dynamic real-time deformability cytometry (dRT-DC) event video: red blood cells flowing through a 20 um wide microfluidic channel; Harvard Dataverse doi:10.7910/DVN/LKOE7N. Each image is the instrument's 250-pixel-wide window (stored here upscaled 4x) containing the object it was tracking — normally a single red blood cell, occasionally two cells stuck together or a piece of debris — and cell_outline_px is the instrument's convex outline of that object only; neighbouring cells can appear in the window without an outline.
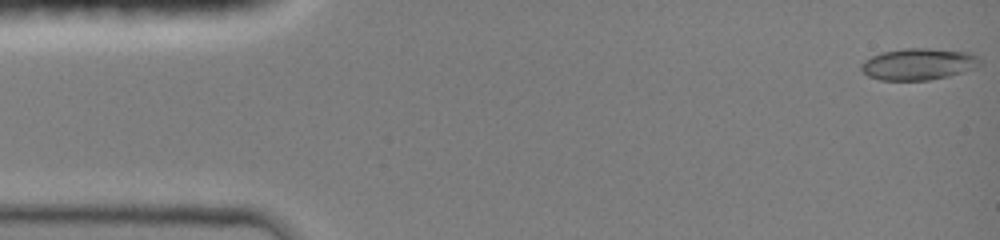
{"species": "common noctule bat (a hibernating species)", "species_latin": "Nyctalus noctula", "temperature_condition": "room temperature", "stored_images_in_passage": 54, "camera_frame_rate_fps": 3000, "um_per_image_px": 0.085, "animal": {"sex": "female", "body_mass_g": 19.0, "forearm_length_mm": 51.5}, "frame": {"image": 1, "passage_image": 1, "time_ms": 0.0, "image_size_px": [1000, 240], "cell_outline_px": [[980, 64], [976, 68], [948, 76], [928, 80], [880, 80], [868, 76], [860, 68], [860, 64], [864, 60], [880, 52], [904, 48], [928, 48], [968, 52], [976, 56], [980, 60]], "centroid_in_image_um": [78.04, 5.44], "position_along_channel_um": 7.0, "area_um2": 21.91}}
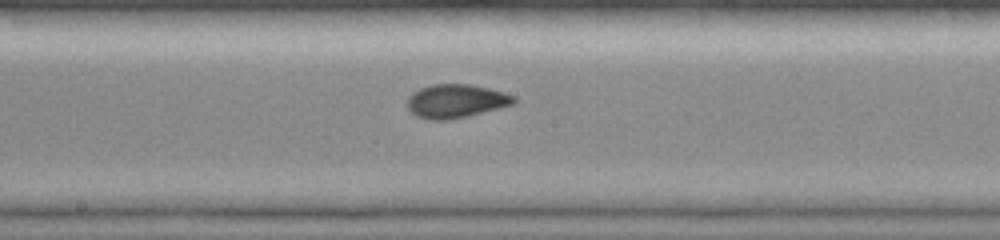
{"frame": {"image": 2, "passage_image": 28, "time_ms": 7.667, "image_size_px": [1000, 240], "cell_outline_px": [[516, 100], [512, 104], [448, 120], [432, 120], [416, 116], [408, 108], [408, 96], [412, 92], [420, 88], [432, 84], [468, 84], [488, 88], [504, 92], [516, 96]], "centroid_in_image_um": [38.71, 8.57], "position_along_channel_um": 209.5, "area_um2": 20.52}}
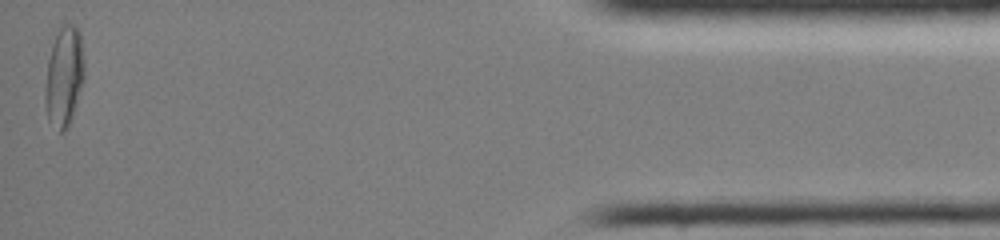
{"frame": {"image": 3, "passage_image": 53, "time_ms": 14.667, "image_size_px": [1000, 240], "cell_outline_px": [[84, 80], [68, 128], [64, 132], [60, 132], [48, 120], [44, 100], [44, 92], [48, 60], [52, 44], [60, 24], [72, 24], [80, 28], [84, 60]], "centroid_in_image_um": [5.45, 6.47], "position_along_channel_um": 429.7, "area_um2": 23.18}}